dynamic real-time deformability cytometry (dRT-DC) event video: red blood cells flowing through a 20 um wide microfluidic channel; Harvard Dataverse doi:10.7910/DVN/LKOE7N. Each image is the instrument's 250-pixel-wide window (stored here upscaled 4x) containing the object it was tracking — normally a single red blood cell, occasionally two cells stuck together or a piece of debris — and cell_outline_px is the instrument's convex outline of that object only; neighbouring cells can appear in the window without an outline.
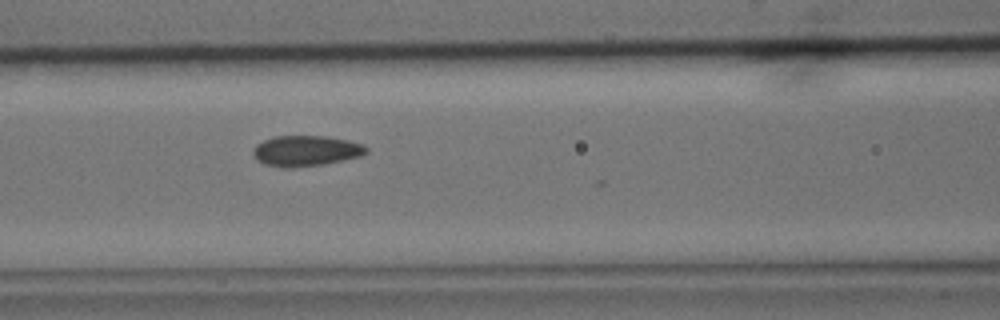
{"species": "common noctule bat (a hibernating species)", "species_latin": "Nyctalus noctula", "temperature_condition": "cold", "stored_images_in_passage": 12, "camera_frame_rate_fps": 3000, "um_per_image_px": 0.085, "animal": {"sex": "male", "body_mass_g": 15.6}, "frame": {"image": 1, "passage_image": 11, "time_ms": 3.333, "image_size_px": [1000, 320], "cell_outline_px": [[368, 152], [360, 156], [344, 160], [320, 164], [288, 168], [284, 168], [264, 164], [256, 160], [252, 152], [252, 148], [256, 144], [264, 140], [276, 136], [328, 136], [348, 140], [364, 144], [368, 148]], "centroid_in_image_um": [25.99, 12.81], "position_along_channel_um": 140.6, "area_um2": 20.29}}